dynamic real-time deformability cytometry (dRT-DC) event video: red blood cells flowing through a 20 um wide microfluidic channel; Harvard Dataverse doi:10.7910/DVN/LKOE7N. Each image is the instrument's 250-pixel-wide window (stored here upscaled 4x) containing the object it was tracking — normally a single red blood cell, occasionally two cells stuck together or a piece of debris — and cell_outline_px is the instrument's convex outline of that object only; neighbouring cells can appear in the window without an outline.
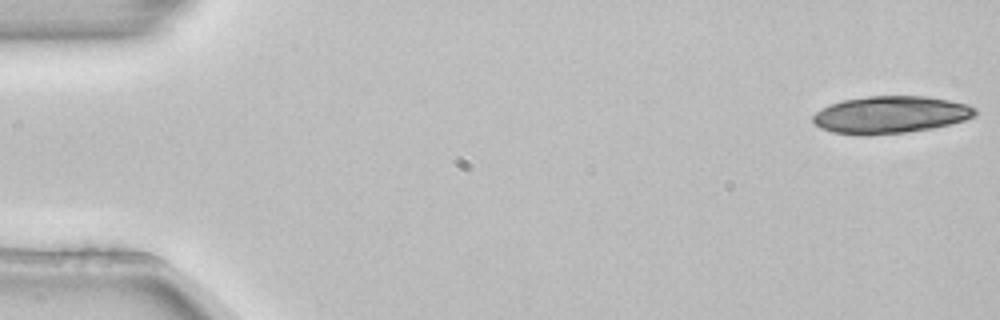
{"species": "common noctule bat (a hibernating species)", "species_latin": "Nyctalus noctula", "temperature_condition": "room temperature", "stored_images_in_passage": 4, "camera_frame_rate_fps": 3000, "um_per_image_px": 0.085, "animal": {"sex": "female", "body_mass_g": 22.7, "forearm_length_mm": 54.2}, "frame": {"image": 1, "passage_image": 1, "time_ms": 0.0, "image_size_px": [1000, 320], "cell_outline_px": [[976, 116], [964, 120], [932, 128], [904, 132], [868, 136], [832, 132], [820, 128], [812, 120], [812, 116], [820, 108], [844, 100], [868, 96], [924, 96], [948, 100], [968, 104], [976, 108]], "centroid_in_image_um": [75.68, 9.75], "position_along_channel_um": 9.3, "area_um2": 35.14}}
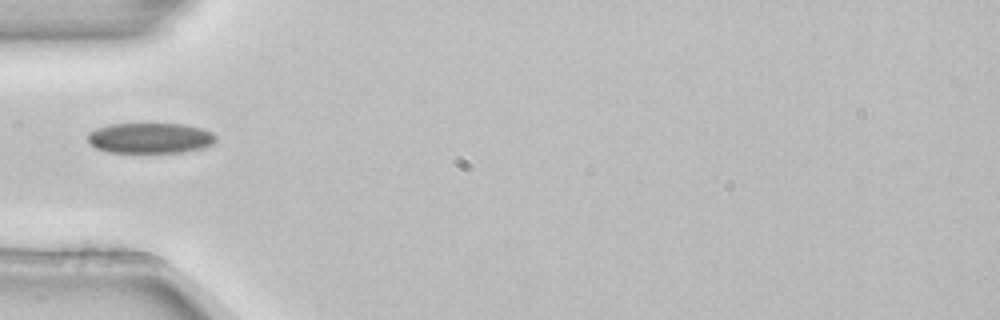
{"frame": {"image": 2, "passage_image": 4, "time_ms": 1.0, "image_size_px": [1000, 320], "cell_outline_px": [[216, 140], [212, 144], [204, 148], [180, 152], [108, 152], [96, 148], [88, 140], [88, 132], [96, 128], [112, 124], [184, 124], [200, 128], [212, 132], [216, 136]], "centroid_in_image_um": [12.77, 11.73], "position_along_channel_um": 72.2, "area_um2": 22.66}}